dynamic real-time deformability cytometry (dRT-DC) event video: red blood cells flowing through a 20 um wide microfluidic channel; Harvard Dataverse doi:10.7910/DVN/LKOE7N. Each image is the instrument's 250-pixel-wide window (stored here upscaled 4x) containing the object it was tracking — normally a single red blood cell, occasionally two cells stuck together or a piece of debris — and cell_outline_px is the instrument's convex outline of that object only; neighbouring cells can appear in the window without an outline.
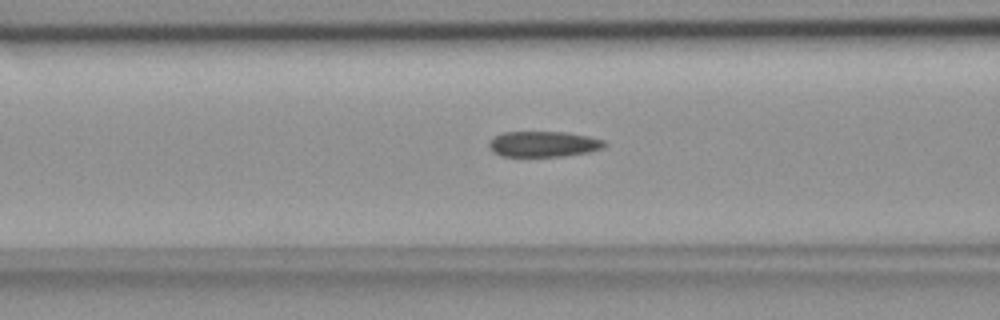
{"species": "common noctule bat (a hibernating species)", "species_latin": "Nyctalus noctula", "temperature_condition": "room temperature", "stored_images_in_passage": 42, "camera_frame_rate_fps": 3000, "um_per_image_px": 0.085, "animal": {"sex": "female", "body_mass_g": 18.4}, "frame": {"image": 1, "passage_image": 9, "time_ms": 2.667, "image_size_px": [1000, 320], "cell_outline_px": [[608, 144], [604, 148], [588, 152], [564, 156], [500, 156], [492, 152], [488, 144], [496, 136], [504, 132], [568, 132], [588, 136], [604, 140]], "centroid_in_image_um": [46.23, 12.25], "position_along_channel_um": 120.4, "area_um2": 17.28}}
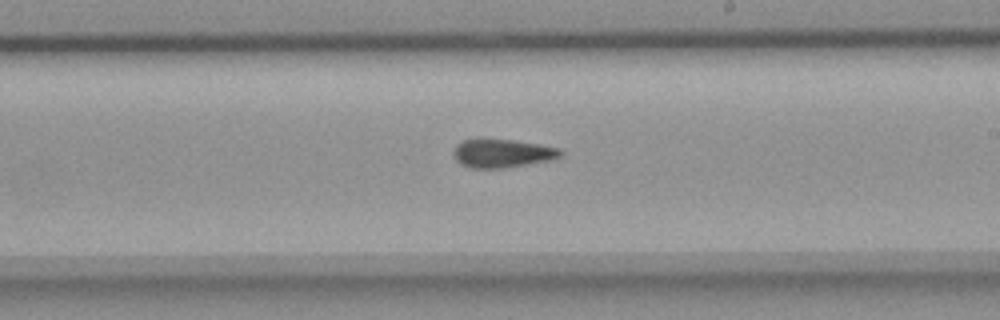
{"frame": {"image": 2, "passage_image": 19, "time_ms": 6.0, "image_size_px": [1000, 320], "cell_outline_px": [[564, 152], [560, 156], [548, 160], [504, 168], [468, 168], [460, 164], [456, 160], [452, 152], [456, 144], [464, 140], [476, 136], [484, 136], [540, 144], [560, 148]], "centroid_in_image_um": [42.61, 12.98], "position_along_channel_um": 246.4, "area_um2": 18.38}}
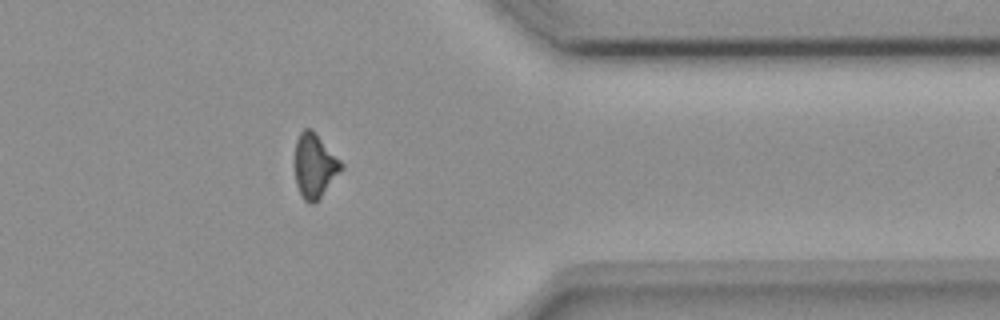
{"frame": {"image": 3, "passage_image": 31, "time_ms": 10.0, "image_size_px": [1000, 320], "cell_outline_px": [[344, 168], [320, 196], [312, 204], [308, 204], [300, 196], [296, 184], [296, 140], [300, 132], [304, 128], [312, 128], [344, 164]], "centroid_in_image_um": [26.75, 14.07], "position_along_channel_um": 384.6, "area_um2": 17.22}, "authors_computed_cell_mechanics": {"area_um2": 17.918, "velocity_mm_per_s": 3.7886, "shape_relaxation_time_tau1_ms": null, "shape_relaxation_time_tau2_ms": 3.6599, "deformation_change_tau1": null, "deformation_change_tau2": 0.0935}}